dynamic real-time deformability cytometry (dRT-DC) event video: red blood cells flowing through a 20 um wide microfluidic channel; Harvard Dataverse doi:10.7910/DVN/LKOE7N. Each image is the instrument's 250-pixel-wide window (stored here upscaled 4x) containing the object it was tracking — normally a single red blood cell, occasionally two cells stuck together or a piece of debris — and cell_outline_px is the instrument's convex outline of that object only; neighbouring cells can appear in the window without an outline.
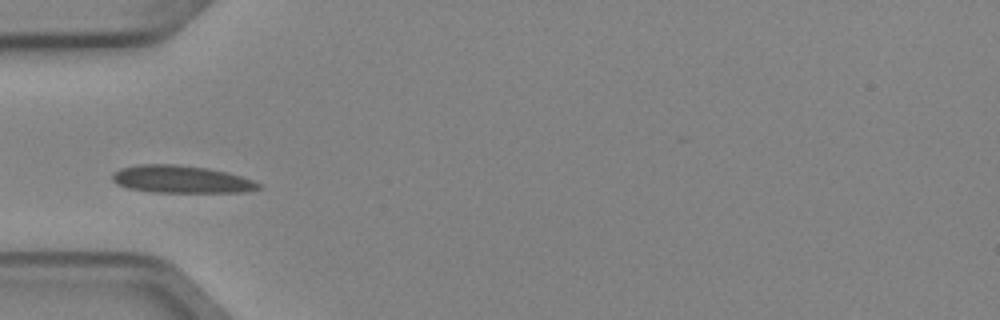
{"species": "Egyptian fruit bat (a non-hibernating species)", "species_latin": "Rousettus aegyptiacus", "temperature_condition": "cold", "stored_images_in_passage": 1, "camera_frame_rate_fps": 3000, "um_per_image_px": 0.085, "animal": {"sex": "female"}, "frame": {"image": 1, "passage_image": 1, "time_ms": 0.0, "image_size_px": [1000, 320], "cell_outline_px": [[264, 188], [244, 192], [152, 192], [128, 188], [116, 184], [112, 180], [112, 172], [120, 168], [140, 164], [176, 164], [208, 168], [240, 176], [252, 180], [260, 184]], "centroid_in_image_um": [15.37, 15.24], "position_along_channel_um": 69.6, "area_um2": 23.47}}